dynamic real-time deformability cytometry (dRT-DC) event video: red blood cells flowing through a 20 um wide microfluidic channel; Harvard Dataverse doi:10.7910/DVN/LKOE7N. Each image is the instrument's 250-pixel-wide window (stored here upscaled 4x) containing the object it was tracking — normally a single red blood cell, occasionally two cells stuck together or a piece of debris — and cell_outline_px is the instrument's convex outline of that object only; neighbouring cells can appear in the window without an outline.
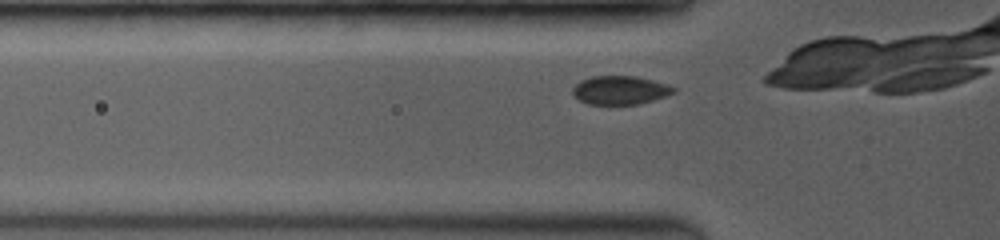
{"species": "common noctule bat (a hibernating species)", "species_latin": "Nyctalus noctula", "temperature_condition": "room temperature", "stored_images_in_passage": 17, "camera_frame_rate_fps": 3500, "um_per_image_px": 0.085, "animal": {"sex": "female", "body_mass_g": 19.0, "forearm_length_mm": 53.3}, "frame": {"image": 1, "passage_image": 2, "time_ms": 0.286, "image_size_px": [1000, 240], "cell_outline_px": [[676, 92], [640, 104], [588, 104], [572, 96], [572, 88], [580, 80], [592, 76], [636, 76], [652, 80], [676, 88]], "centroid_in_image_um": [52.66, 7.66], "position_along_channel_um": 73.1, "area_um2": 16.76}}
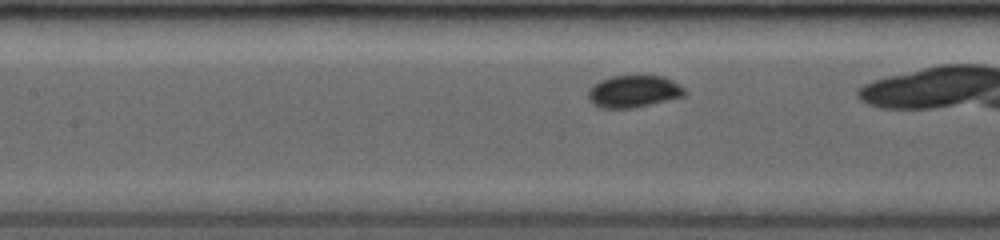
{"frame": {"image": 2, "passage_image": 11, "time_ms": 2.286, "image_size_px": [1000, 240], "cell_outline_px": [[688, 92], [684, 96], [632, 108], [600, 108], [592, 104], [588, 96], [588, 88], [600, 80], [612, 76], [636, 72], [664, 76], [680, 84]], "centroid_in_image_um": [53.87, 7.71], "position_along_channel_um": 153.5, "area_um2": 18.84}}
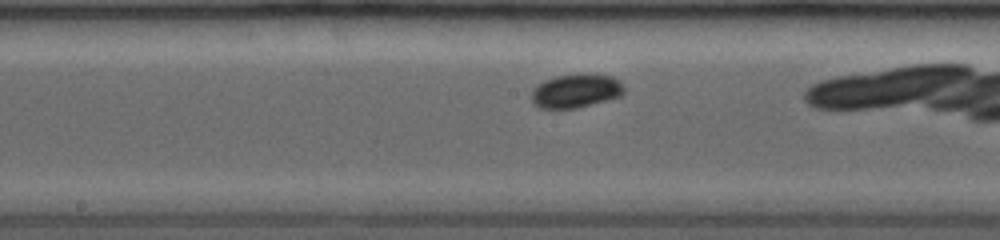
{"frame": {"image": 3, "passage_image": 15, "time_ms": 3.429, "image_size_px": [1000, 240], "cell_outline_px": [[624, 92], [620, 96], [576, 108], [540, 108], [532, 104], [532, 88], [544, 80], [556, 76], [592, 72], [612, 76], [620, 80], [624, 88]], "centroid_in_image_um": [48.95, 7.69], "position_along_channel_um": 199.3, "area_um2": 18.44}}